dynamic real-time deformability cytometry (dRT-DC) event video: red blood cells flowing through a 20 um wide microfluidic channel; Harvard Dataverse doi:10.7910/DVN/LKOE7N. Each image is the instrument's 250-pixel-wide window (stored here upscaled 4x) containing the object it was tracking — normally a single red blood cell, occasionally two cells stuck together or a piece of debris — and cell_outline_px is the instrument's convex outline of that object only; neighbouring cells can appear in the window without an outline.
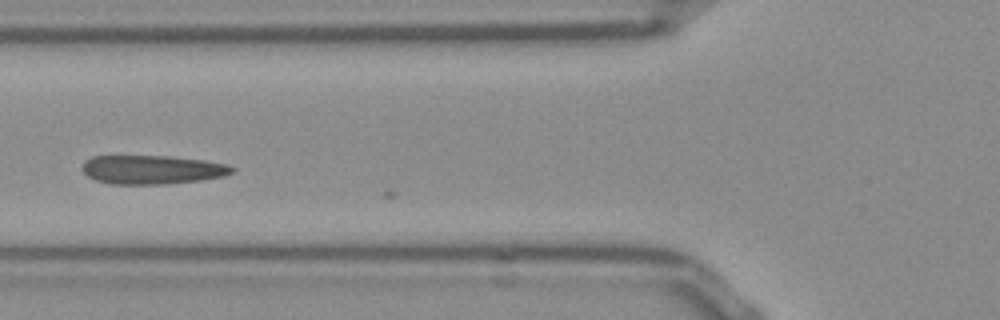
{"species": "Egyptian fruit bat (a non-hibernating species)", "species_latin": "Rousettus aegyptiacus", "temperature_condition": "room temperature", "stored_images_in_passage": 5, "camera_frame_rate_fps": 3000, "um_per_image_px": 0.085, "frame": {"image": 1, "passage_image": 4, "time_ms": 1.0, "image_size_px": [1000, 320], "cell_outline_px": [[236, 172], [224, 176], [200, 180], [168, 184], [112, 184], [96, 180], [88, 176], [80, 168], [84, 160], [92, 156], [168, 156], [204, 160], [228, 164], [236, 168]], "centroid_in_image_um": [12.95, 14.42], "position_along_channel_um": 112.8, "area_um2": 25.43}}